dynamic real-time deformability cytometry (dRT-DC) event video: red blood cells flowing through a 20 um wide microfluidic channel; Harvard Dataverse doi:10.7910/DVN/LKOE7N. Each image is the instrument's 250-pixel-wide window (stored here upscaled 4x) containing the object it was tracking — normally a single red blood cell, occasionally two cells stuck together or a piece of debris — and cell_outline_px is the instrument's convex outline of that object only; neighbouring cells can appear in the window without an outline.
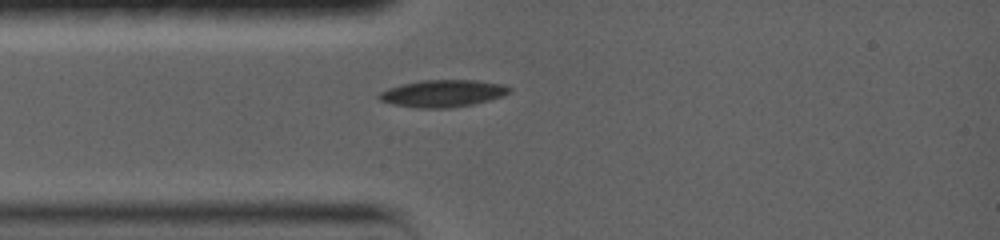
{"species": "common noctule bat (a hibernating species)", "species_latin": "Nyctalus noctula", "temperature_condition": "warm", "stored_images_in_passage": 39, "camera_frame_rate_fps": 5000, "um_per_image_px": 0.085, "animal": {"sex": "female", "body_mass_g": 19.0, "forearm_length_mm": 56.7}, "frame": {"image": 1, "passage_image": 1, "time_ms": 0.0, "image_size_px": [1000, 240], "cell_outline_px": [[512, 92], [504, 96], [472, 104], [448, 108], [416, 108], [392, 104], [380, 100], [376, 96], [380, 92], [388, 88], [420, 80], [476, 80], [504, 84], [512, 88]], "centroid_in_image_um": [37.66, 7.94], "position_along_channel_um": 47.3, "area_um2": 20.69}}
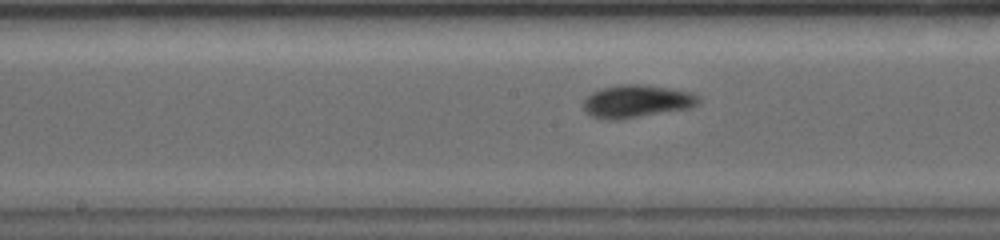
{"frame": {"image": 2, "passage_image": 12, "time_ms": 4.0, "image_size_px": [1000, 240], "cell_outline_px": [[700, 100], [692, 108], [636, 116], [592, 116], [584, 108], [584, 100], [592, 92], [600, 88], [620, 84], [644, 84], [692, 92]], "centroid_in_image_um": [54.18, 8.54], "position_along_channel_um": 194.0, "area_um2": 20.87}}
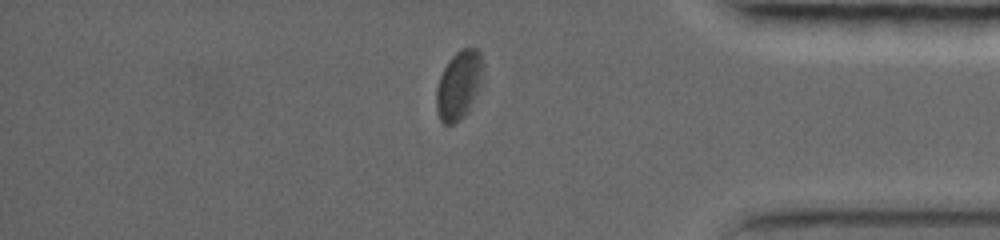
{"frame": {"image": 3, "passage_image": 29, "time_ms": 10.0, "image_size_px": [1000, 240], "cell_outline_px": [[484, 68], [480, 80], [464, 112], [452, 124], [448, 124], [440, 116], [436, 108], [436, 88], [440, 76], [448, 60], [456, 52], [464, 48], [476, 48], [480, 52]], "centroid_in_image_um": [38.96, 7.1], "position_along_channel_um": 396.2, "area_um2": 17.46}, "authors_computed_cell_mechanics": {"area_um2": 19.2474, "velocity_mm_per_s": 3.6866, "shape_relaxation_time_tau1_ms": 3.1863, "shape_relaxation_time_tau2_ms": 1.9166, "deformation_change_tau1": 0.0909, "deformation_change_tau2": 0.0597}}